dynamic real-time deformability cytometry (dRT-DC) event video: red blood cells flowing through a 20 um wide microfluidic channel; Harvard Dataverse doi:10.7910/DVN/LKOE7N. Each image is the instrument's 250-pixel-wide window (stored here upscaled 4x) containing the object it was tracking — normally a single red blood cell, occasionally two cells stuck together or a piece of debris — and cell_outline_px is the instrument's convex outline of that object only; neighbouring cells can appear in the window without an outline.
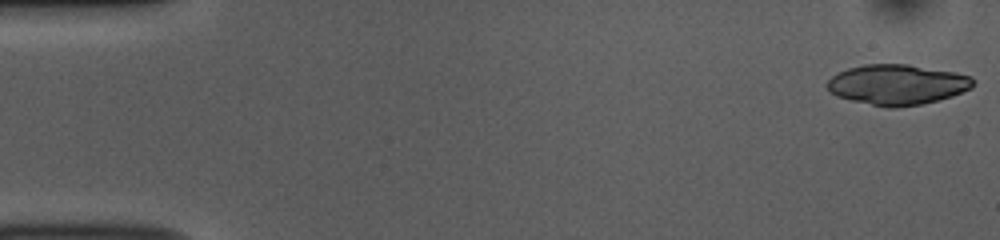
{"species": "common noctule bat (a hibernating species)", "species_latin": "Nyctalus noctula", "temperature_condition": "room temperature", "stored_images_in_passage": 51, "camera_frame_rate_fps": 3000, "um_per_image_px": 0.085, "animal": {"sex": "female", "body_mass_g": 10.0, "forearm_length_mm": 53.1}, "frame": {"image": 1, "passage_image": 1, "time_ms": 0.0, "image_size_px": [1000, 240], "cell_outline_px": [[972, 88], [952, 96], [920, 104], [896, 108], [888, 108], [852, 100], [836, 96], [828, 92], [824, 84], [832, 76], [848, 68], [864, 64], [908, 64], [956, 72], [972, 76]], "centroid_in_image_um": [76.23, 7.19], "position_along_channel_um": 8.8, "area_um2": 34.33}}
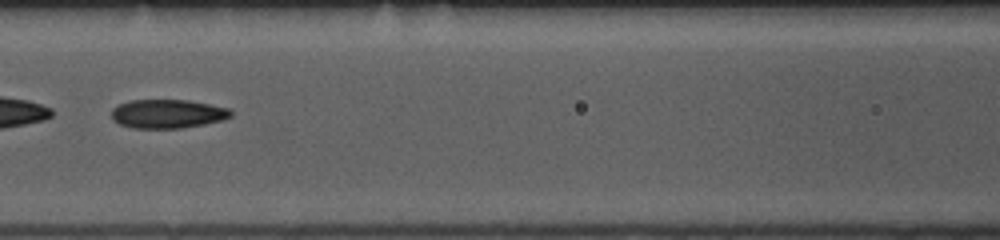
{"frame": {"image": 2, "passage_image": 23, "time_ms": 7.333, "image_size_px": [1000, 240], "cell_outline_px": [[232, 116], [224, 120], [204, 124], [180, 128], [132, 128], [120, 124], [112, 120], [112, 108], [120, 104], [132, 100], [188, 100], [228, 108], [232, 112]], "centroid_in_image_um": [14.24, 9.68], "position_along_channel_um": 152.4, "area_um2": 20.0}}
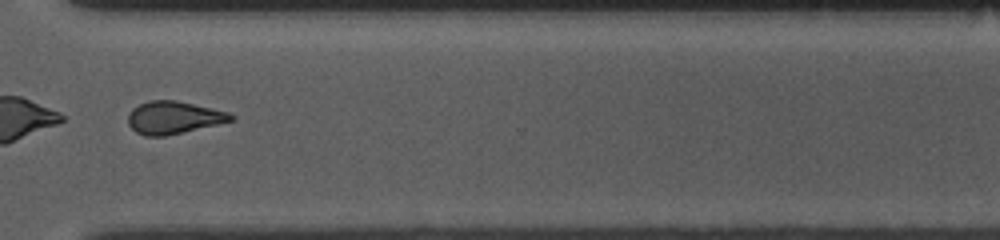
{"frame": {"image": 3, "passage_image": 39, "time_ms": 12.667, "image_size_px": [1000, 240], "cell_outline_px": [[236, 120], [164, 136], [144, 136], [136, 132], [128, 124], [128, 112], [132, 108], [148, 100], [176, 100], [212, 108], [228, 112], [236, 116]], "centroid_in_image_um": [14.76, 9.99], "position_along_channel_um": 355.8, "area_um2": 19.59}, "authors_computed_cell_mechanics": {"area_um2": 20.9236, "velocity_mm_per_s": 3.8183, "shape_relaxation_time_tau1_ms": 5.6078, "shape_relaxation_time_tau2_ms": 4.5084, "deformation_change_tau1": 0.1707, "deformation_change_tau2": 0.1339}}